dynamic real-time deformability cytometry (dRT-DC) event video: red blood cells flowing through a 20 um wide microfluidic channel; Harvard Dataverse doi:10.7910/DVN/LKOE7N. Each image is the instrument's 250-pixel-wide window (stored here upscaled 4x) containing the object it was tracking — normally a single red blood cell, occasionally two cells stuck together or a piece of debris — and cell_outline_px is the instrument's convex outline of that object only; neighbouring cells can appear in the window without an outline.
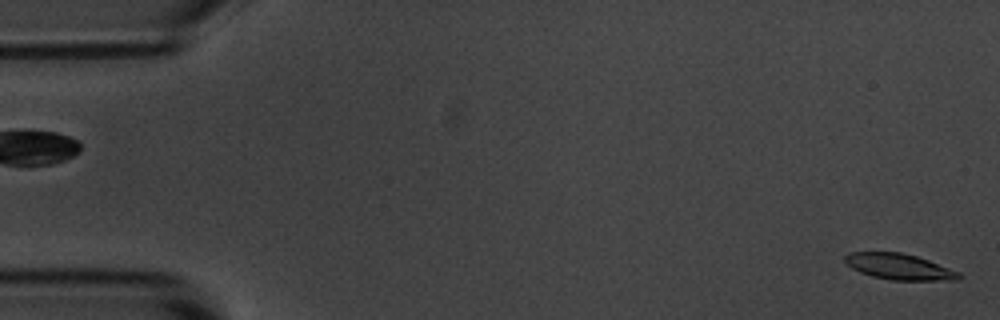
{"species": "common noctule bat (a hibernating species)", "species_latin": "Nyctalus noctula", "temperature_condition": "room temperature", "stored_images_in_passage": 56, "camera_frame_rate_fps": 3000, "um_per_image_px": 0.085, "animal": {"sex": "male", "body_mass_g": 20.1, "forearm_length_mm": 53.5}, "frame": {"image": 1, "passage_image": 1, "time_ms": 0.0, "image_size_px": [1000, 320], "cell_outline_px": [[964, 276], [960, 280], [892, 280], [872, 276], [860, 272], [844, 264], [844, 256], [848, 252], [900, 252], [916, 256], [928, 260], [960, 272]], "centroid_in_image_um": [76.43, 22.67], "position_along_channel_um": 8.6, "area_um2": 17.34}}
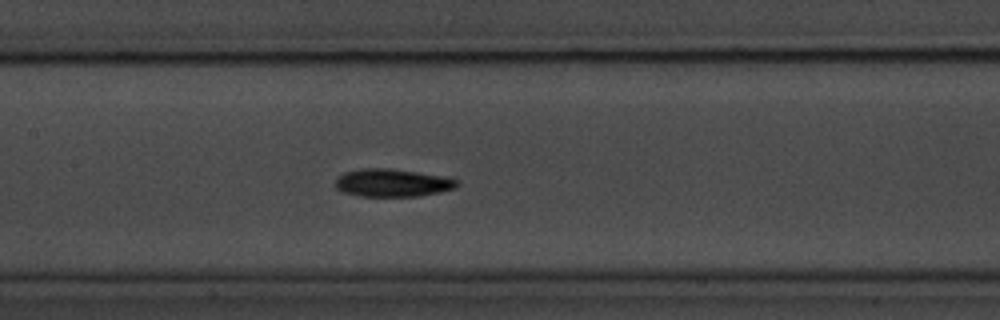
{"frame": {"image": 2, "passage_image": 26, "time_ms": 8.333, "image_size_px": [1000, 320], "cell_outline_px": [[460, 184], [456, 188], [440, 192], [416, 196], [360, 196], [340, 192], [336, 188], [336, 176], [344, 172], [360, 168], [392, 168], [440, 176], [460, 180]], "centroid_in_image_um": [33.32, 15.54], "position_along_channel_um": 174.1, "area_um2": 19.88}}
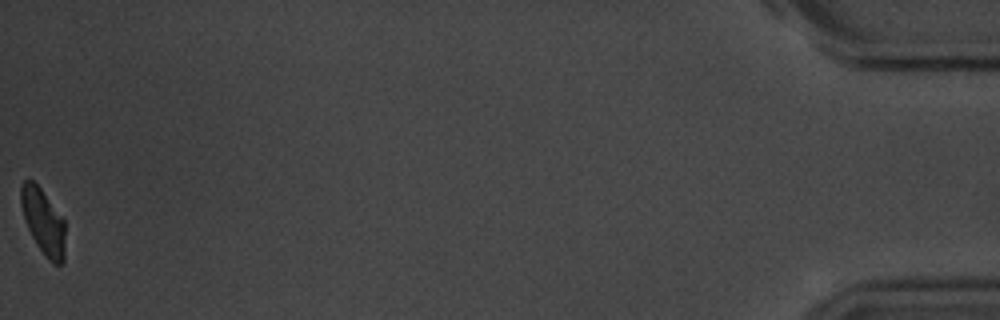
{"frame": {"image": 3, "passage_image": 56, "time_ms": 18.333, "image_size_px": [1000, 320], "cell_outline_px": [[64, 264], [56, 264], [48, 260], [44, 256], [36, 244], [28, 228], [20, 204], [20, 184], [28, 176], [40, 188], [64, 220]], "centroid_in_image_um": [3.65, 18.83], "position_along_channel_um": 431.5, "area_um2": 16.88}, "authors_computed_cell_mechanics": {"area_um2": 18.4382, "velocity_mm_per_s": 3.5718, "shape_relaxation_time_tau1_ms": 2.3431, "shape_relaxation_time_tau2_ms": null, "deformation_change_tau1": 0.1046, "deformation_change_tau2": null}}